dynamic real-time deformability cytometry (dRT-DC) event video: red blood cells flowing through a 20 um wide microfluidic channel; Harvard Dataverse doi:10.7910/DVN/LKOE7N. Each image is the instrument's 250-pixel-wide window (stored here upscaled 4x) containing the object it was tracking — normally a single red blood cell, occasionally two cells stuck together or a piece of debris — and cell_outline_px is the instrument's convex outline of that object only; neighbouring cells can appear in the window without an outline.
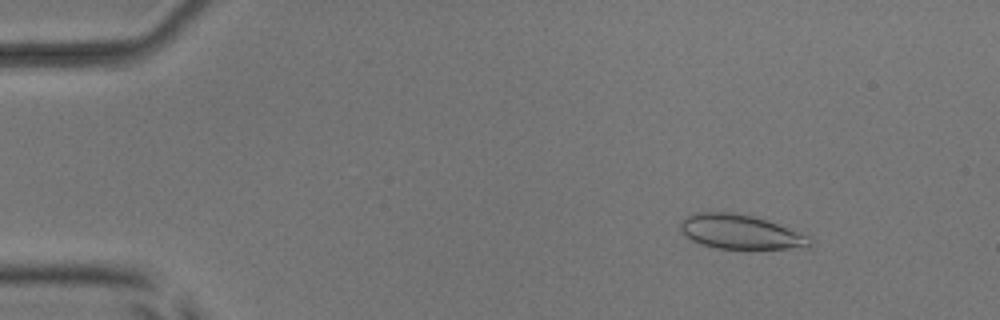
{"species": "common noctule bat (a hibernating species)", "species_latin": "Nyctalus noctula", "temperature_condition": "room temperature", "stored_images_in_passage": 53, "camera_frame_rate_fps": 3000, "um_per_image_px": 0.085, "animal": {"sex": "male", "body_mass_g": 17.9, "forearm_length_mm": 54.2}, "frame": {"image": 1, "passage_image": 6, "time_ms": 1.667, "image_size_px": [1000, 320], "cell_outline_px": [[812, 248], [716, 248], [700, 244], [684, 236], [680, 228], [680, 220], [692, 212], [732, 212], [752, 216], [768, 220], [812, 236]], "centroid_in_image_um": [62.95, 19.7], "position_along_channel_um": 22.0, "area_um2": 26.3}}
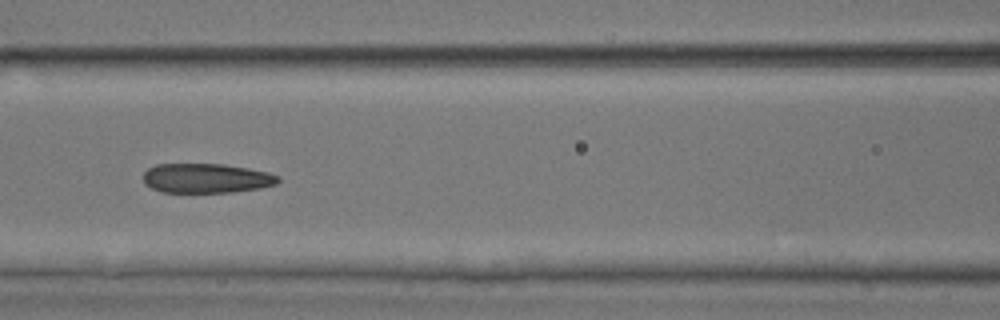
{"frame": {"image": 2, "passage_image": 23, "time_ms": 7.333, "image_size_px": [1000, 320], "cell_outline_px": [[280, 180], [276, 184], [260, 188], [232, 192], [160, 192], [144, 184], [144, 172], [148, 168], [156, 164], [224, 164], [248, 168], [268, 172], [280, 176]], "centroid_in_image_um": [17.54, 15.15], "position_along_channel_um": 149.1, "area_um2": 23.29}}
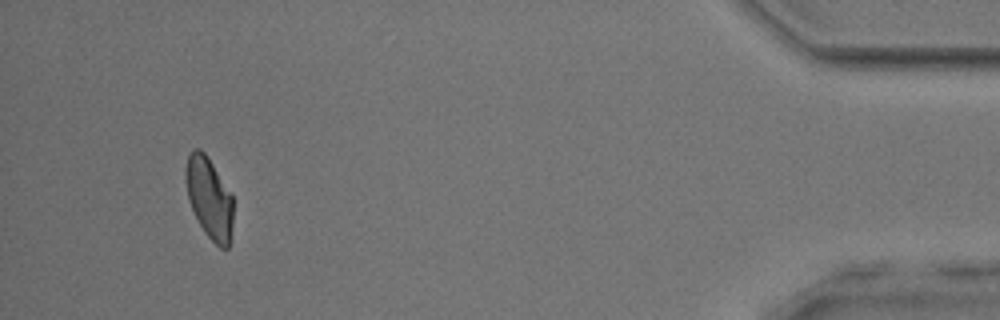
{"frame": {"image": 3, "passage_image": 49, "time_ms": 16.0, "image_size_px": [1000, 320], "cell_outline_px": [[232, 224], [228, 248], [220, 248], [204, 232], [188, 200], [184, 176], [184, 168], [188, 152], [192, 148], [200, 148], [208, 156], [232, 196]], "centroid_in_image_um": [17.74, 16.76], "position_along_channel_um": 417.5, "area_um2": 22.48}, "authors_computed_cell_mechanics": {"area_um2": 23.987, "velocity_mm_per_s": 3.8846, "shape_relaxation_time_tau1_ms": 5.7368, "shape_relaxation_time_tau2_ms": 2.1741, "deformation_change_tau1": 0.1577, "deformation_change_tau2": 0.0934}}